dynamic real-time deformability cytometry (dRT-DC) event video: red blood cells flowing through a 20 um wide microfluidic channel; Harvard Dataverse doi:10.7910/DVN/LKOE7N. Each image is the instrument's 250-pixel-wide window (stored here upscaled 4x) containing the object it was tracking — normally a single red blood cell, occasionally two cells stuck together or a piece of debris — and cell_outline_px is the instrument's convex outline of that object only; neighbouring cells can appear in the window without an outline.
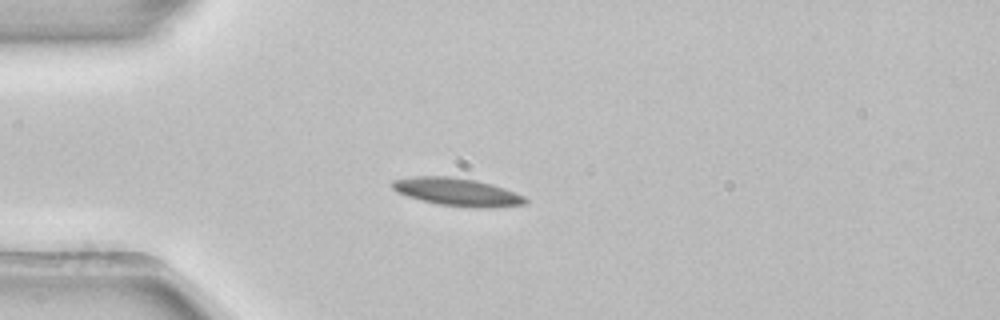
{"species": "common noctule bat (a hibernating species)", "species_latin": "Nyctalus noctula", "temperature_condition": "room temperature", "stored_images_in_passage": 3, "camera_frame_rate_fps": 3000, "um_per_image_px": 0.085, "animal": {"sex": "female", "body_mass_g": 22.7, "forearm_length_mm": 54.2}, "frame": {"image": 1, "passage_image": 3, "time_ms": 0.667, "image_size_px": [1000, 320], "cell_outline_px": [[528, 204], [496, 208], [472, 208], [440, 204], [408, 196], [396, 192], [388, 184], [392, 180], [412, 176], [452, 176], [476, 180], [492, 184], [504, 188], [524, 196], [528, 200]], "centroid_in_image_um": [38.88, 16.31], "position_along_channel_um": 46.1, "area_um2": 21.91}}